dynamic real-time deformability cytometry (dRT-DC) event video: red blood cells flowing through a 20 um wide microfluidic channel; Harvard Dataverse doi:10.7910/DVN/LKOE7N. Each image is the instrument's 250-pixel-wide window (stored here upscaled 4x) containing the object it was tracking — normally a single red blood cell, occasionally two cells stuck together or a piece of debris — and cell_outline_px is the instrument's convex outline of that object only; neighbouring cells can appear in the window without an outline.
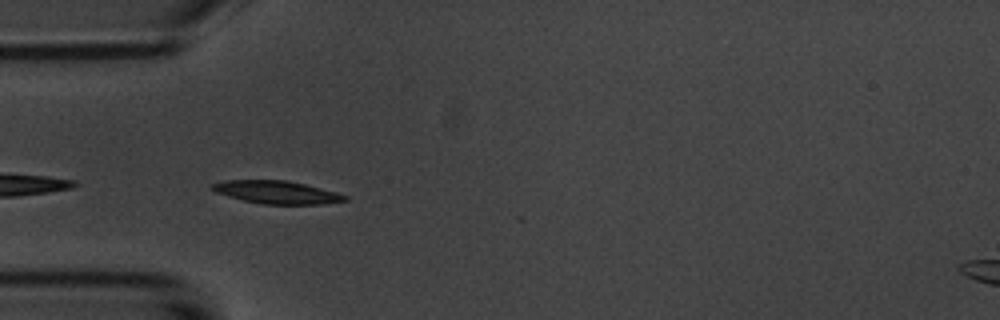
{"species": "common noctule bat (a hibernating species)", "species_latin": "Nyctalus noctula", "temperature_condition": "room temperature", "stored_images_in_passage": 7, "camera_frame_rate_fps": 3000, "um_per_image_px": 0.085, "animal": {"sex": "male", "body_mass_g": 20.1, "forearm_length_mm": 53.5}, "frame": {"image": 1, "passage_image": 5, "time_ms": 5.333, "image_size_px": [1000, 320], "cell_outline_px": [[348, 200], [320, 204], [260, 204], [228, 196], [216, 192], [212, 188], [212, 184], [224, 180], [284, 180], [304, 184], [336, 192], [348, 196]], "centroid_in_image_um": [23.52, 16.34], "position_along_channel_um": 61.5, "area_um2": 17.46}}